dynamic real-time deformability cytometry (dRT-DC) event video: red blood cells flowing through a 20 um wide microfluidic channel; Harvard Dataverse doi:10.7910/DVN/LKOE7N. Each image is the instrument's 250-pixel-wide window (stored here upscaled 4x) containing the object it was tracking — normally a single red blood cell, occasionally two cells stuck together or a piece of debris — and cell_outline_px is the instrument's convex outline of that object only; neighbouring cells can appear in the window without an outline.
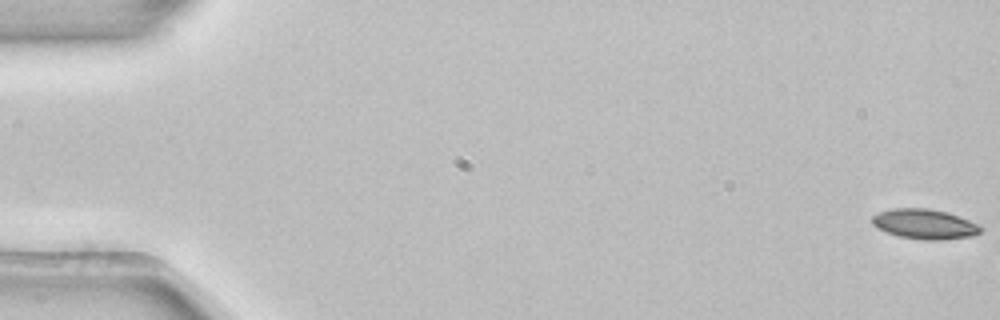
{"species": "common noctule bat (a hibernating species)", "species_latin": "Nyctalus noctula", "temperature_condition": "room temperature", "stored_images_in_passage": 3, "camera_frame_rate_fps": 3000, "um_per_image_px": 0.085, "animal": {"sex": "female", "body_mass_g": 22.7, "forearm_length_mm": 54.2}, "frame": {"image": 1, "passage_image": 1, "time_ms": 0.0, "image_size_px": [1000, 320], "cell_outline_px": [[984, 228], [980, 232], [972, 236], [940, 240], [924, 240], [900, 236], [884, 232], [876, 228], [872, 224], [872, 216], [876, 212], [892, 208], [928, 208], [948, 212], [968, 220]], "centroid_in_image_um": [78.54, 19.04], "position_along_channel_um": 6.5, "area_um2": 19.07}}